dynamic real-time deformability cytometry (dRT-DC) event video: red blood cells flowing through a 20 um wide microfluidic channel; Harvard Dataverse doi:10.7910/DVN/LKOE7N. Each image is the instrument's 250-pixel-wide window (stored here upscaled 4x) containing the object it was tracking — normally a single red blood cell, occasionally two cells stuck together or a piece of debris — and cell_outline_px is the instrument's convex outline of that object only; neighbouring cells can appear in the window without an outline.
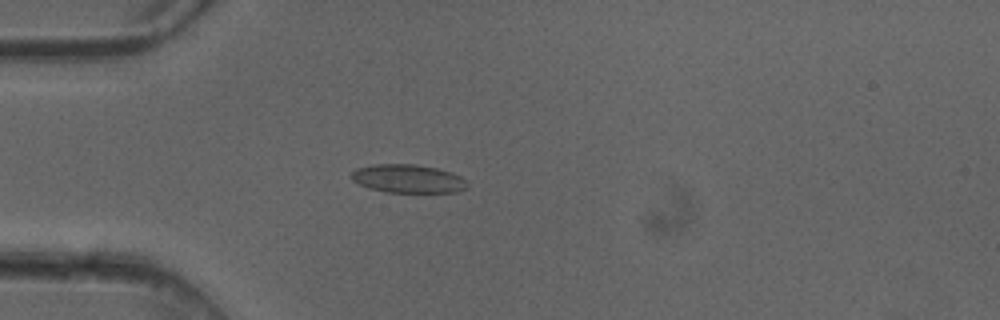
{"species": "common noctule bat (a hibernating species)", "species_latin": "Nyctalus noctula", "temperature_condition": "cold", "stored_images_in_passage": 3, "camera_frame_rate_fps": 3000, "um_per_image_px": 0.085, "animal": {"sex": "female"}, "frame": {"image": 1, "passage_image": 3, "time_ms": 0.667, "image_size_px": [1000, 320], "cell_outline_px": [[468, 188], [456, 192], [388, 192], [368, 188], [352, 180], [348, 176], [356, 168], [372, 164], [416, 164], [436, 168], [452, 172], [468, 180]], "centroid_in_image_um": [34.68, 15.18], "position_along_channel_um": 50.3, "area_um2": 19.42}}